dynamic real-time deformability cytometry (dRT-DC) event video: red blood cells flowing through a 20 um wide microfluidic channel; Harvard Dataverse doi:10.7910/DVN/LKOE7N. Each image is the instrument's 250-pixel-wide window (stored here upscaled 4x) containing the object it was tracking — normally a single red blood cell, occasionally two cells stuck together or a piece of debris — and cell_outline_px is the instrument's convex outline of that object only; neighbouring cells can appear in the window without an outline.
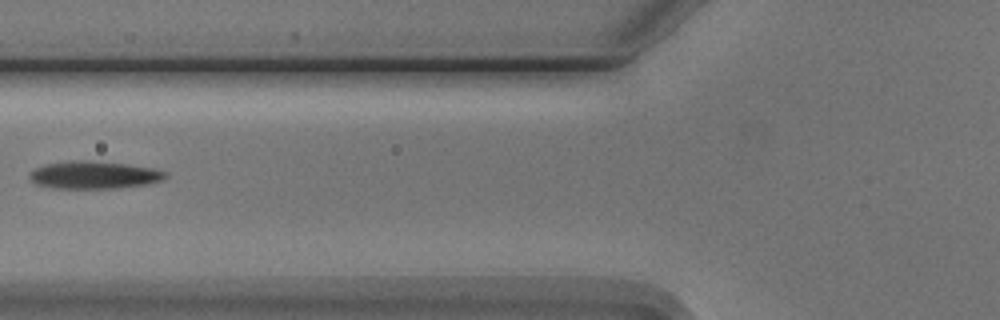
{"species": "Egyptian fruit bat (a non-hibernating species)", "species_latin": "Rousettus aegyptiacus", "temperature_condition": "cold", "stored_images_in_passage": 6, "camera_frame_rate_fps": 3000, "um_per_image_px": 0.085, "animal": {"sex": "male"}, "frame": {"image": 1, "passage_image": 5, "time_ms": 4.667, "image_size_px": [1000, 320], "cell_outline_px": [[168, 176], [164, 180], [148, 184], [120, 188], [52, 188], [36, 184], [28, 176], [28, 172], [44, 164], [64, 160], [92, 160], [128, 164], [152, 168], [168, 172]], "centroid_in_image_um": [8.0, 14.86], "position_along_channel_um": 117.8, "area_um2": 22.31}}
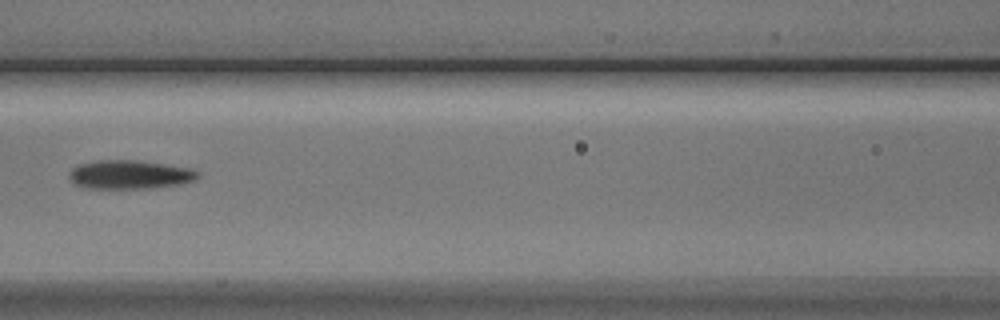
{"frame": {"image": 2, "passage_image": 6, "time_ms": 5.667, "image_size_px": [1000, 320], "cell_outline_px": [[200, 176], [196, 180], [176, 184], [152, 188], [84, 188], [76, 184], [68, 176], [72, 168], [80, 164], [96, 160], [136, 160], [192, 168], [200, 172]], "centroid_in_image_um": [11.05, 14.83], "position_along_channel_um": 155.6, "area_um2": 21.5}}